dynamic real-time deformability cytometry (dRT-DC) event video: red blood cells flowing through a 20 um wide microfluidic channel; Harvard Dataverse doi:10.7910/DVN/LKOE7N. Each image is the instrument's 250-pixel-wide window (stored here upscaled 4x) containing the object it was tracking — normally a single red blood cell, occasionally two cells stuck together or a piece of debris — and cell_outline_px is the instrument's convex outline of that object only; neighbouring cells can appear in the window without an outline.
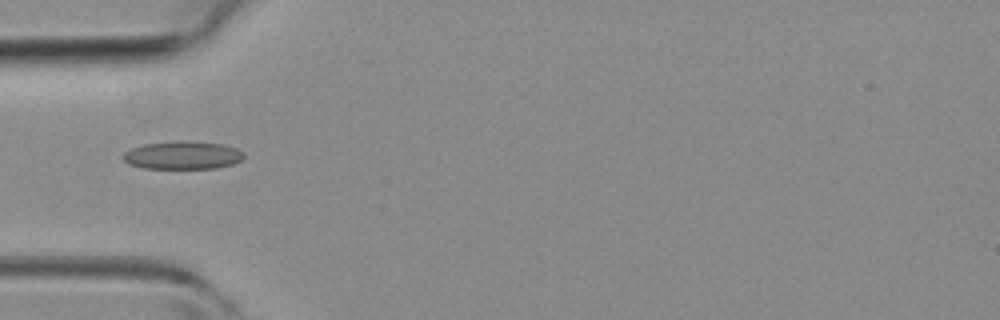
{"species": "common noctule bat (a hibernating species)", "species_latin": "Nyctalus noctula", "temperature_condition": "room temperature", "stored_images_in_passage": 3, "camera_frame_rate_fps": 3000, "um_per_image_px": 0.085, "animal": {"sex": "female", "body_mass_g": 19.3, "forearm_length_mm": 54.1}, "frame": {"image": 1, "passage_image": 3, "time_ms": 2.0, "image_size_px": [1000, 320], "cell_outline_px": [[244, 156], [240, 160], [232, 164], [216, 168], [144, 168], [128, 164], [120, 156], [124, 152], [132, 148], [144, 144], [176, 140], [180, 140], [224, 144], [236, 148], [244, 152]], "centroid_in_image_um": [15.5, 13.18], "position_along_channel_um": 69.5, "area_um2": 19.83}}